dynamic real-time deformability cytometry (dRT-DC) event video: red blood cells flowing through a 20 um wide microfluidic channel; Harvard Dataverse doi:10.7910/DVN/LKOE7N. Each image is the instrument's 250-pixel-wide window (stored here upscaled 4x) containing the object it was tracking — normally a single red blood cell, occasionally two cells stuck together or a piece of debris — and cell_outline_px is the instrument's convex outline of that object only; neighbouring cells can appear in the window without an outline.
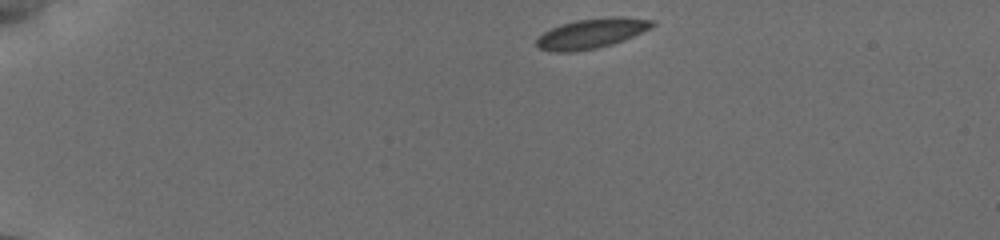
{"species": "common noctule bat (a hibernating species)", "species_latin": "Nyctalus noctula", "temperature_condition": "cold", "stored_images_in_passage": 19, "camera_frame_rate_fps": 3000, "um_per_image_px": 0.085, "animal": {"sex": "female", "body_mass_g": 19.5, "forearm_length_mm": 54.1}, "frame": {"image": 1, "passage_image": 1, "time_ms": 0.0, "image_size_px": [1000, 240], "cell_outline_px": [[656, 24], [624, 40], [612, 44], [596, 48], [576, 52], [552, 52], [540, 48], [536, 44], [536, 40], [544, 32], [560, 24], [576, 20], [608, 16], [620, 16], [652, 20]], "centroid_in_image_um": [50.25, 2.84], "position_along_channel_um": 34.8, "area_um2": 20.06}}
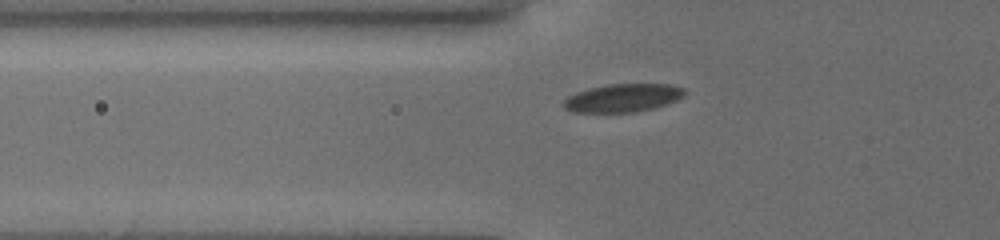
{"frame": {"image": 2, "passage_image": 16, "time_ms": 3.0, "image_size_px": [1000, 240], "cell_outline_px": [[688, 92], [684, 96], [676, 100], [652, 108], [636, 112], [572, 112], [564, 108], [560, 104], [568, 96], [576, 92], [588, 88], [608, 84], [668, 84], [684, 88]], "centroid_in_image_um": [52.91, 8.32], "position_along_channel_um": 72.9, "area_um2": 19.94}}